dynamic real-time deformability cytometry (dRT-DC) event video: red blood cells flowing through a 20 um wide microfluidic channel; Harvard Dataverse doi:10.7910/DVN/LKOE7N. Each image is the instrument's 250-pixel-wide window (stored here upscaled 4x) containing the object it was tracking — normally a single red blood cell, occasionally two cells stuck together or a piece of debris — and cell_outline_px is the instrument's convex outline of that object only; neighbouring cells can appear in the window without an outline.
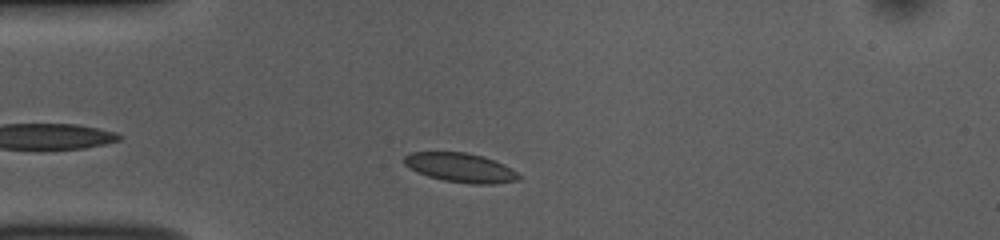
{"species": "common noctule bat (a hibernating species)", "species_latin": "Nyctalus noctula", "temperature_condition": "room temperature", "stored_images_in_passage": 37, "camera_frame_rate_fps": 3000, "um_per_image_px": 0.085, "animal": {"sex": "female", "body_mass_g": 10.0, "forearm_length_mm": 53.1}, "frame": {"image": 1, "passage_image": 2, "time_ms": 0.333, "image_size_px": [1000, 240], "cell_outline_px": [[524, 176], [520, 180], [492, 184], [472, 184], [444, 180], [428, 176], [416, 172], [404, 164], [404, 156], [412, 152], [464, 152], [484, 156], [504, 164]], "centroid_in_image_um": [39.18, 14.25], "position_along_channel_um": 45.8, "area_um2": 19.65}}
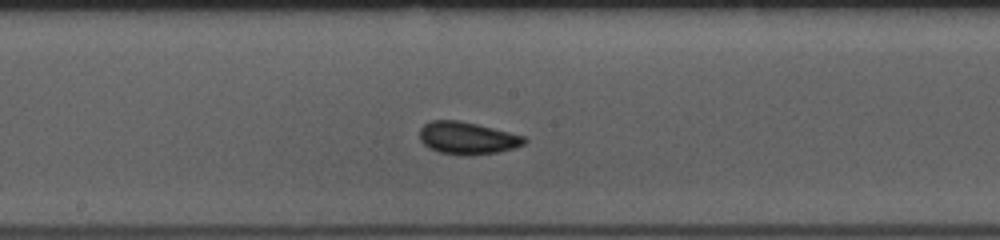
{"frame": {"image": 2, "passage_image": 16, "time_ms": 5.0, "image_size_px": [1000, 240], "cell_outline_px": [[528, 140], [524, 144], [516, 148], [496, 152], [468, 156], [440, 152], [428, 148], [420, 140], [420, 128], [424, 124], [432, 120], [460, 120], [524, 136]], "centroid_in_image_um": [39.71, 11.74], "position_along_channel_um": 208.5, "area_um2": 19.71}}
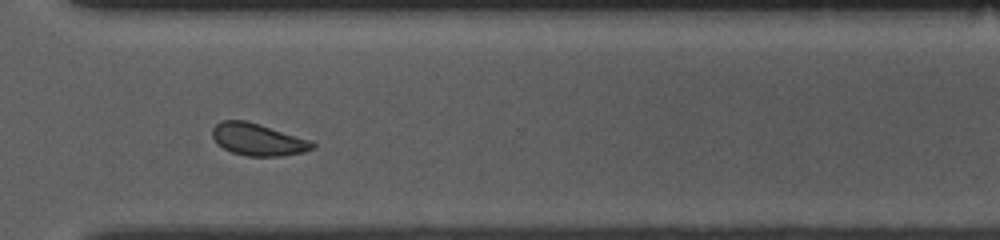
{"frame": {"image": 3, "passage_image": 27, "time_ms": 8.667, "image_size_px": [1000, 240], "cell_outline_px": [[316, 148], [304, 152], [280, 156], [248, 156], [232, 152], [216, 144], [212, 136], [212, 128], [220, 120], [244, 120], [260, 124], [312, 140], [316, 144]], "centroid_in_image_um": [21.94, 11.85], "position_along_channel_um": 348.7, "area_um2": 18.96}, "authors_computed_cell_mechanics": {"area_um2": 19.3052, "velocity_mm_per_s": 3.8271, "shape_relaxation_time_tau1_ms": 2.3613, "shape_relaxation_time_tau2_ms": 1.1106, "deformation_change_tau1": 0.0722, "deformation_change_tau2": 0.0418}}